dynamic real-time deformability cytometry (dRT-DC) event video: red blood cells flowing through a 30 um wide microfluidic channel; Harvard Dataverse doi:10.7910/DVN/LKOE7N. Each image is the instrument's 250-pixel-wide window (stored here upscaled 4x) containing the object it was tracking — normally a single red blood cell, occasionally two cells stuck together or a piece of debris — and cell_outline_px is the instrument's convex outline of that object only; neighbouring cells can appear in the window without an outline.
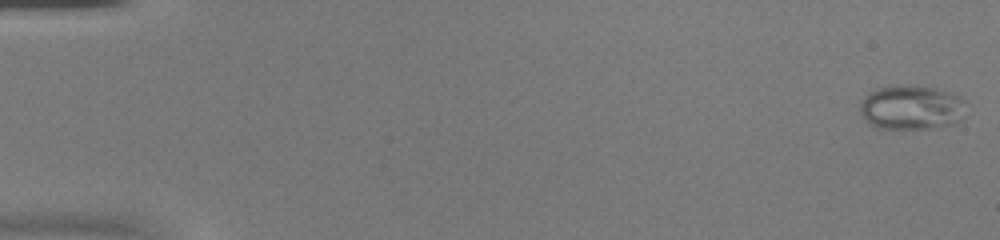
{"species": "common noctule bat (a hibernating species)", "species_latin": "Nyctalus noctula", "temperature_condition": "warm", "stored_images_in_passage": 53, "camera_frame_rate_fps": 3000, "um_per_image_px": 0.085, "animal": {"sex": "female", "body_mass_g": 20.0, "forearm_length_mm": 54.0}, "frame": {"image": 1, "passage_image": 1, "time_ms": 0.0, "image_size_px": [1000, 240], "cell_outline_px": [[964, 100], [960, 120], [952, 124], [940, 128], [876, 128], [860, 112], [860, 104], [864, 96], [868, 92], [880, 88], [900, 84], [916, 84], [936, 88], [948, 92]], "centroid_in_image_um": [77.45, 9.11], "position_along_channel_um": 7.6, "area_um2": 27.34}}
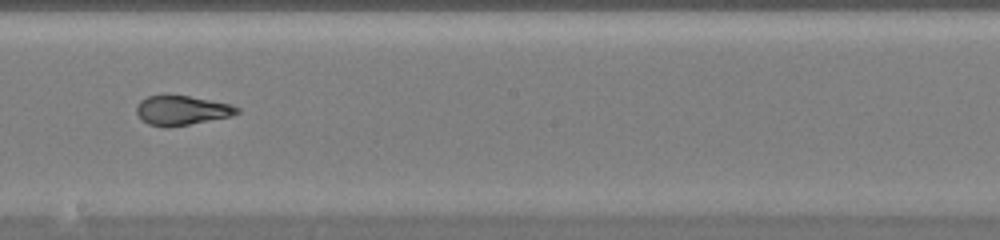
{"frame": {"image": 2, "passage_image": 31, "time_ms": 10.0, "image_size_px": [1000, 240], "cell_outline_px": [[240, 112], [228, 116], [168, 128], [164, 128], [148, 124], [140, 120], [136, 112], [136, 104], [140, 100], [148, 96], [188, 96], [232, 104], [240, 108]], "centroid_in_image_um": [15.39, 9.39], "position_along_channel_um": 232.8, "area_um2": 17.17}}
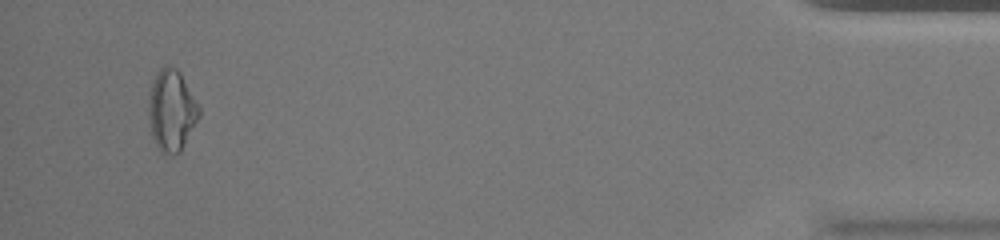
{"frame": {"image": 3, "passage_image": 51, "time_ms": 16.667, "image_size_px": [1000, 240], "cell_outline_px": [[200, 116], [180, 152], [172, 156], [160, 152], [152, 136], [148, 116], [148, 96], [152, 80], [156, 72], [164, 64], [168, 64], [176, 68], [180, 72], [200, 108]], "centroid_in_image_um": [14.56, 9.37], "position_along_channel_um": 420.6, "area_um2": 24.22}}